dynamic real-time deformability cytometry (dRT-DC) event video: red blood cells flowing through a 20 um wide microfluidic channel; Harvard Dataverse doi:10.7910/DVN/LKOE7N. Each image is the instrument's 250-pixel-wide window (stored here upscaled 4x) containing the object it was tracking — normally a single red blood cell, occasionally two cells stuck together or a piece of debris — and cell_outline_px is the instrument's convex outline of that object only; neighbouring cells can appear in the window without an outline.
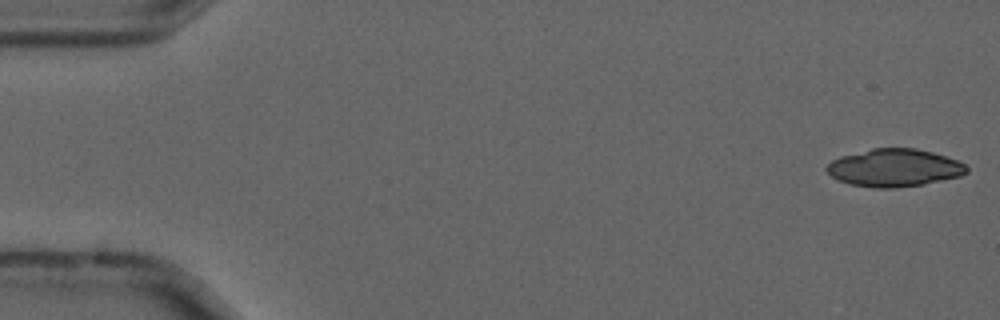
{"species": "common noctule bat (a hibernating species)", "species_latin": "Nyctalus noctula", "temperature_condition": "cold", "stored_images_in_passage": 8, "camera_frame_rate_fps": 3000, "um_per_image_px": 0.085, "animal": {"sex": "male", "forearm_length_mm": 52.5}, "frame": {"image": 1, "passage_image": 1, "time_ms": 0.0, "image_size_px": [1000, 320], "cell_outline_px": [[968, 172], [960, 176], [924, 184], [896, 188], [872, 188], [848, 184], [832, 176], [824, 168], [832, 160], [840, 156], [872, 148], [916, 148], [932, 152], [956, 160], [964, 164], [968, 168]], "centroid_in_image_um": [76.0, 14.27], "position_along_channel_um": 9.0, "area_um2": 30.75}}